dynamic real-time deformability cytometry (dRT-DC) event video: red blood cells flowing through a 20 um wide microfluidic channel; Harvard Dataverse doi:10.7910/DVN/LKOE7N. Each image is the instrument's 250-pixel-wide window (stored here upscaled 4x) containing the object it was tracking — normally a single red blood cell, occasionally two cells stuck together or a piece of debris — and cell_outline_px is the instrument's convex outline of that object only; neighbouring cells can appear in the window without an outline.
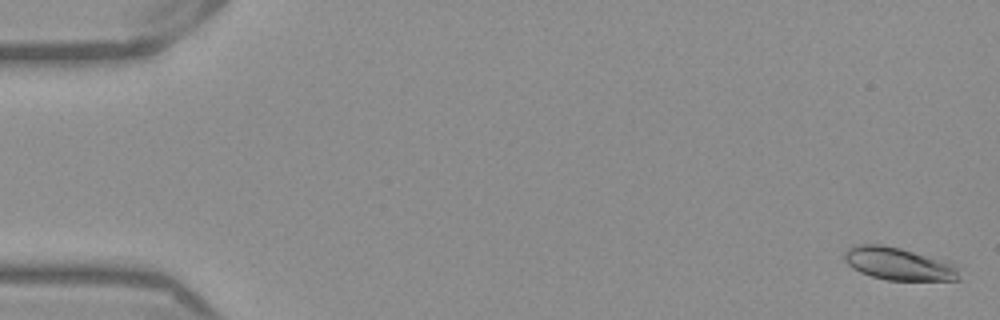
{"species": "Egyptian fruit bat (a non-hibernating species)", "species_latin": "Rousettus aegyptiacus", "temperature_condition": "warm", "stored_images_in_passage": 53, "camera_frame_rate_fps": 3000, "um_per_image_px": 0.085, "frame": {"image": 1, "passage_image": 2, "time_ms": 0.333, "image_size_px": [1000, 320], "cell_outline_px": [[960, 280], [888, 280], [872, 276], [860, 272], [852, 268], [844, 260], [844, 252], [848, 248], [856, 244], [880, 244], [900, 248], [948, 260], [956, 264], [960, 268]], "centroid_in_image_um": [76.44, 22.42], "position_along_channel_um": 8.6, "area_um2": 22.2}}
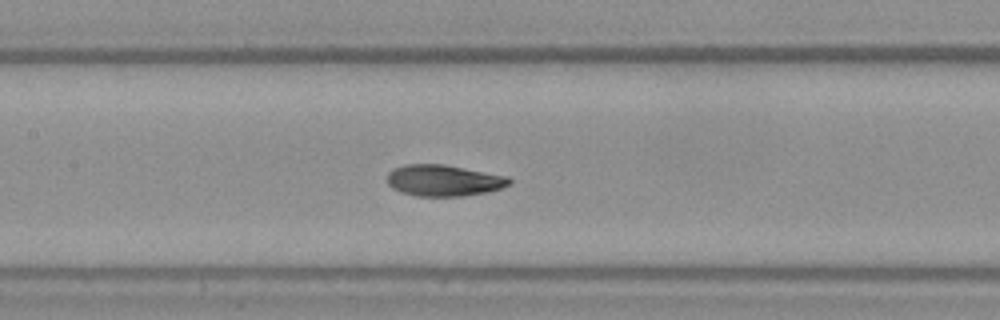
{"frame": {"image": 2, "passage_image": 26, "time_ms": 8.333, "image_size_px": [1000, 320], "cell_outline_px": [[512, 184], [488, 192], [464, 196], [416, 196], [400, 192], [392, 188], [388, 184], [388, 172], [392, 168], [404, 164], [444, 164], [508, 176], [512, 180]], "centroid_in_image_um": [37.71, 15.34], "position_along_channel_um": 169.7, "area_um2": 22.54}}
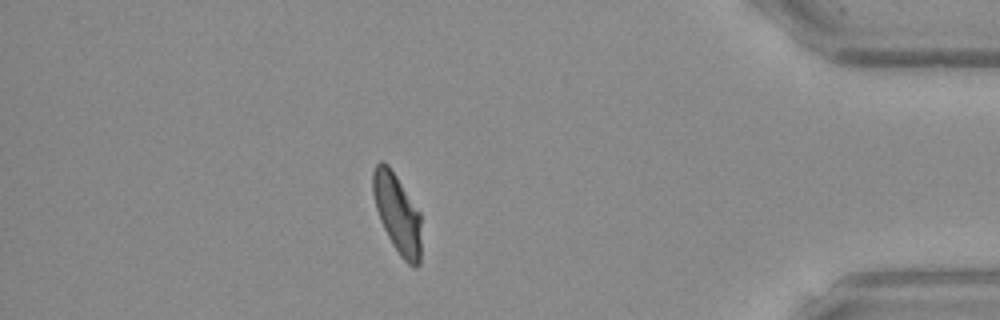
{"frame": {"image": 3, "passage_image": 47, "time_ms": 15.333, "image_size_px": [1000, 320], "cell_outline_px": [[420, 264], [416, 268], [412, 268], [400, 256], [392, 244], [380, 220], [376, 208], [372, 192], [372, 172], [376, 164], [380, 160], [384, 160], [388, 164], [420, 212]], "centroid_in_image_um": [33.76, 18.14], "position_along_channel_um": 401.4, "area_um2": 22.37}, "authors_computed_cell_mechanics": {"area_um2": 22.1374, "velocity_mm_per_s": 3.8887, "shape_relaxation_time_tau1_ms": 3.5429, "shape_relaxation_time_tau2_ms": 1.6339, "deformation_change_tau1": 0.149, "deformation_change_tau2": 0.0526}}